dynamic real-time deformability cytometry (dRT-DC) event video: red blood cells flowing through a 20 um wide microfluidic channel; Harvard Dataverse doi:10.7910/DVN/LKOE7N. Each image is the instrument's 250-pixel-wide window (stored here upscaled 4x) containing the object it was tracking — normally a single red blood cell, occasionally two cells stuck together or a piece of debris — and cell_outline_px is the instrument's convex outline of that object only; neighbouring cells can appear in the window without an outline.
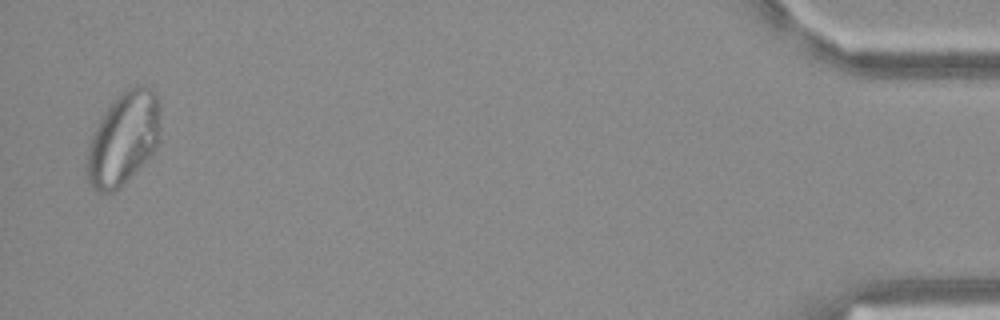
{"species": "Egyptian fruit bat (a non-hibernating species)", "species_latin": "Rousettus aegyptiacus", "temperature_condition": "warm", "stored_images_in_passage": 41, "camera_frame_rate_fps": 3000, "um_per_image_px": 0.085, "frame": {"image": 1, "passage_image": 40, "time_ms": 13.0, "image_size_px": [1000, 320], "cell_outline_px": [[156, 140], [152, 148], [116, 188], [100, 188], [92, 180], [88, 168], [88, 160], [92, 144], [96, 132], [100, 124], [108, 112], [128, 92], [132, 92], [152, 96], [156, 100]], "centroid_in_image_um": [10.45, 11.87], "position_along_channel_um": 424.8, "area_um2": 32.54}}